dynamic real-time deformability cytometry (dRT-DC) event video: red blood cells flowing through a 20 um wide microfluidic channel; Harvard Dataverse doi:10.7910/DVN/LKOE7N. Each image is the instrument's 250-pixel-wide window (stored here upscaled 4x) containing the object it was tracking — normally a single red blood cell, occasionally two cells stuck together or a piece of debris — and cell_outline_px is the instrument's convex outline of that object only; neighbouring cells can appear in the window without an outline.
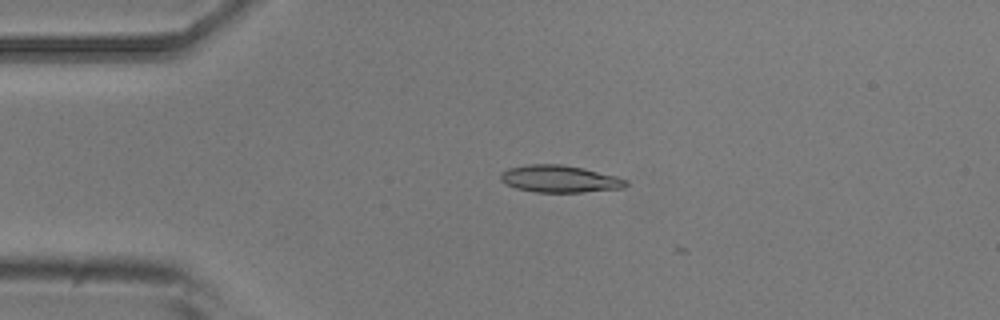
{"species": "common noctule bat (a hibernating species)", "species_latin": "Nyctalus noctula", "temperature_condition": "room temperature", "stored_images_in_passage": 4, "camera_frame_rate_fps": 3000, "um_per_image_px": 0.085, "animal": {"sex": "male", "body_mass_g": 20.5, "forearm_length_mm": 52.5}, "frame": {"image": 1, "passage_image": 2, "time_ms": 0.333, "image_size_px": [1000, 320], "cell_outline_px": [[628, 184], [624, 188], [580, 192], [536, 192], [516, 188], [504, 184], [500, 180], [500, 172], [508, 168], [528, 164], [560, 164], [580, 168], [616, 176], [628, 180]], "centroid_in_image_um": [47.53, 15.21], "position_along_channel_um": 37.5, "area_um2": 19.77}}